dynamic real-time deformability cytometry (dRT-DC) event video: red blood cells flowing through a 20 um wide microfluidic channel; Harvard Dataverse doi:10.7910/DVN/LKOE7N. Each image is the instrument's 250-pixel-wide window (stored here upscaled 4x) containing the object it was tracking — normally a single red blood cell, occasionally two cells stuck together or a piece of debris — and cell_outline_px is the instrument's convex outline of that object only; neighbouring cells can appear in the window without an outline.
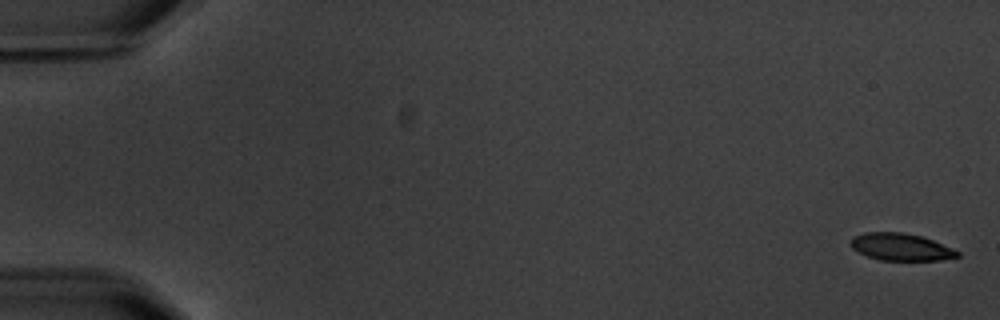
{"species": "common noctule bat (a hibernating species)", "species_latin": "Nyctalus noctula", "temperature_condition": "warm", "stored_images_in_passage": 5, "camera_frame_rate_fps": 3000, "um_per_image_px": 0.085, "animal": {"sex": "male", "body_mass_g": 20.1, "forearm_length_mm": 53.5}, "frame": {"image": 1, "passage_image": 1, "time_ms": 0.0, "image_size_px": [1000, 320], "cell_outline_px": [[960, 256], [940, 260], [880, 260], [868, 256], [852, 248], [848, 244], [852, 236], [864, 232], [900, 232], [920, 236], [932, 240], [952, 248], [960, 252]], "centroid_in_image_um": [76.53, 20.98], "position_along_channel_um": 8.5, "area_um2": 16.88}}
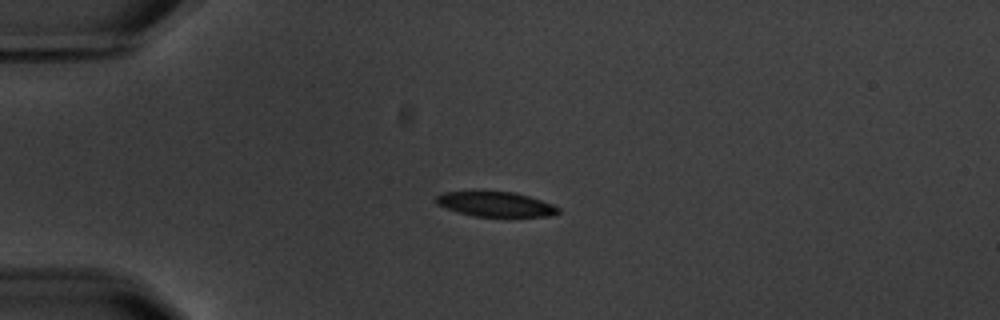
{"frame": {"image": 2, "passage_image": 4, "time_ms": 4.667, "image_size_px": [1000, 320], "cell_outline_px": [[560, 212], [552, 216], [472, 216], [456, 212], [436, 204], [436, 196], [444, 192], [512, 192], [528, 196], [552, 204], [560, 208]], "centroid_in_image_um": [42.12, 17.37], "position_along_channel_um": 42.9, "area_um2": 17.46}}